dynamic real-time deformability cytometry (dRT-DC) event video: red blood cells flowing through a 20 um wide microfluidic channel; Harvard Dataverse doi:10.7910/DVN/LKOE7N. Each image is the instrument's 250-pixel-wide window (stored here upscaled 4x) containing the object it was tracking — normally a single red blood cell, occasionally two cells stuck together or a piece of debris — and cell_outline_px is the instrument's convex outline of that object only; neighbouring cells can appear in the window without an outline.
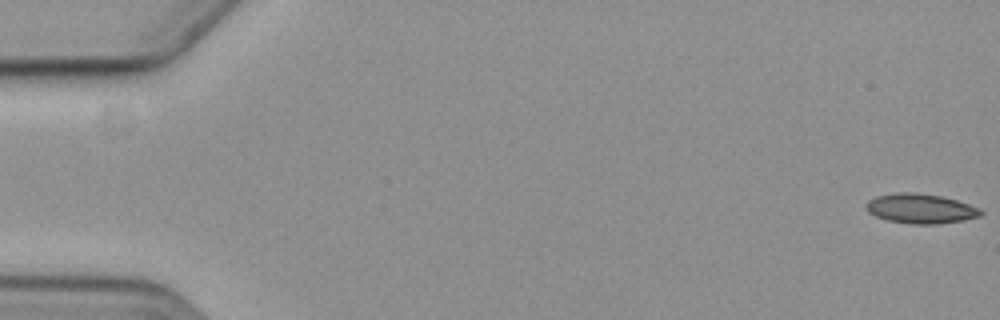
{"species": "common noctule bat (a hibernating species)", "species_latin": "Nyctalus noctula", "temperature_condition": "cold", "stored_images_in_passage": 6, "segment_of_instrument_passage": [1, 2], "camera_frame_rate_fps": 3000, "um_per_image_px": 0.085, "animal": {"sex": "female", "body_mass_g": 19.3, "forearm_length_mm": 54.1}, "frame": {"image": 1, "passage_image": 1, "time_ms": 0.0, "image_size_px": [1000, 320], "cell_outline_px": [[984, 212], [980, 216], [964, 220], [936, 224], [912, 224], [888, 220], [876, 216], [868, 212], [864, 204], [868, 200], [876, 196], [896, 192], [916, 192], [940, 196], [956, 200], [980, 208]], "centroid_in_image_um": [78.23, 17.72], "position_along_channel_um": 6.8, "area_um2": 19.88}}
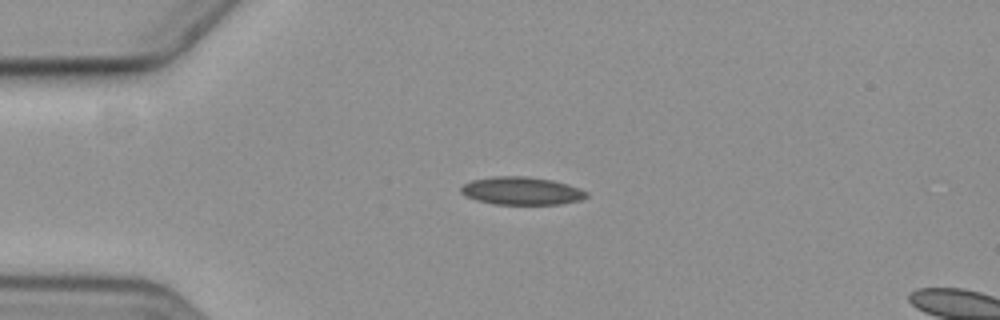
{"frame": {"image": 2, "passage_image": 5, "time_ms": 4.667, "image_size_px": [1000, 320], "cell_outline_px": [[588, 196], [580, 200], [560, 204], [492, 204], [476, 200], [464, 196], [460, 192], [460, 188], [464, 184], [472, 180], [492, 176], [524, 176], [552, 180], [568, 184], [580, 188], [588, 192]], "centroid_in_image_um": [44.32, 16.22], "position_along_channel_um": 40.7, "area_um2": 20.52}}